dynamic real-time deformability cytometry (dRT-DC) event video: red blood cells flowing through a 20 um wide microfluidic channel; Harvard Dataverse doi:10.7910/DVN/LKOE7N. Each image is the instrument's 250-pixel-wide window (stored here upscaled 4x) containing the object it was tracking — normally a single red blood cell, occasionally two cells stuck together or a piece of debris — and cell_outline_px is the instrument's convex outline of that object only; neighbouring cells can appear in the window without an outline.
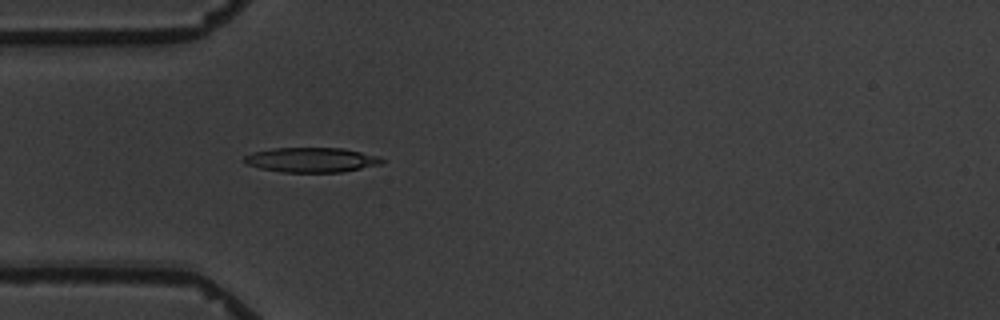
{"species": "common noctule bat (a hibernating species)", "species_latin": "Nyctalus noctula", "temperature_condition": "warm", "stored_images_in_passage": 2, "camera_frame_rate_fps": 3000, "um_per_image_px": 0.085, "animal": {"sex": "male", "body_mass_g": 19.5, "forearm_length_mm": 54.6}, "frame": {"image": 1, "passage_image": 2, "time_ms": 1.0, "image_size_px": [1000, 320], "cell_outline_px": [[384, 164], [340, 172], [284, 172], [260, 168], [248, 164], [240, 160], [244, 156], [252, 152], [272, 148], [344, 148], [380, 156], [384, 160]], "centroid_in_image_um": [26.49, 13.58], "position_along_channel_um": 58.5, "area_um2": 20.0}}